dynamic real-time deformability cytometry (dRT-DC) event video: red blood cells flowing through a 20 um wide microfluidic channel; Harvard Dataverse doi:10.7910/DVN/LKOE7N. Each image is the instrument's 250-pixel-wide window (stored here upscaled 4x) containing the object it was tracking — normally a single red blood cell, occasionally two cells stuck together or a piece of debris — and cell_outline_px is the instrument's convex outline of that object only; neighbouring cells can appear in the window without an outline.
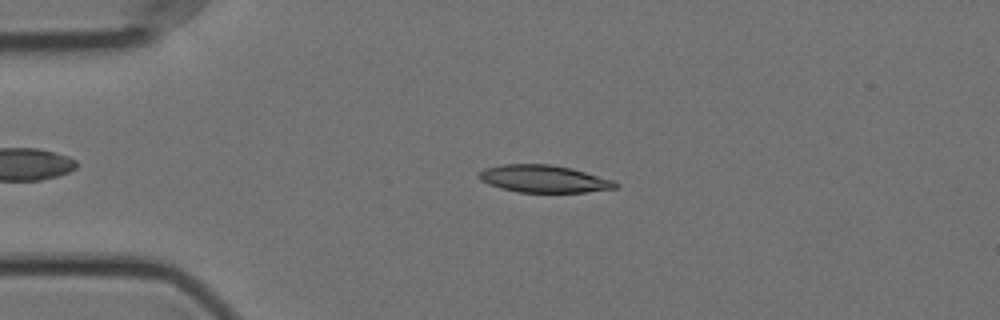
{"species": "Egyptian fruit bat (a non-hibernating species)", "species_latin": "Rousettus aegyptiacus", "temperature_condition": "cold", "stored_images_in_passage": 56, "camera_frame_rate_fps": 3000, "um_per_image_px": 0.085, "animal": {"sex": "female"}, "frame": {"image": 1, "passage_image": 12, "time_ms": 3.667, "image_size_px": [1000, 320], "cell_outline_px": [[620, 184], [616, 188], [584, 192], [520, 192], [500, 188], [488, 184], [480, 180], [476, 176], [484, 168], [500, 164], [548, 164], [572, 168], [616, 180]], "centroid_in_image_um": [46.23, 15.19], "position_along_channel_um": 38.8, "area_um2": 21.96}}
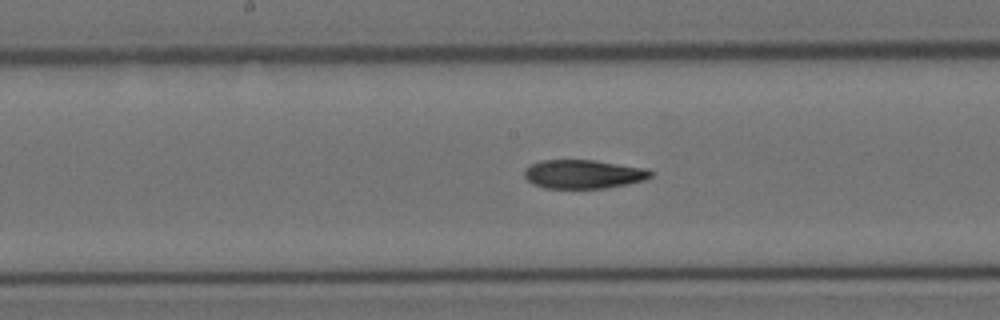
{"frame": {"image": 2, "passage_image": 28, "time_ms": 9.0, "image_size_px": [1000, 320], "cell_outline_px": [[652, 176], [644, 180], [628, 184], [608, 188], [544, 188], [532, 184], [524, 176], [524, 168], [540, 160], [592, 160], [648, 168], [652, 172]], "centroid_in_image_um": [49.59, 14.8], "position_along_channel_um": 198.6, "area_um2": 21.33}}
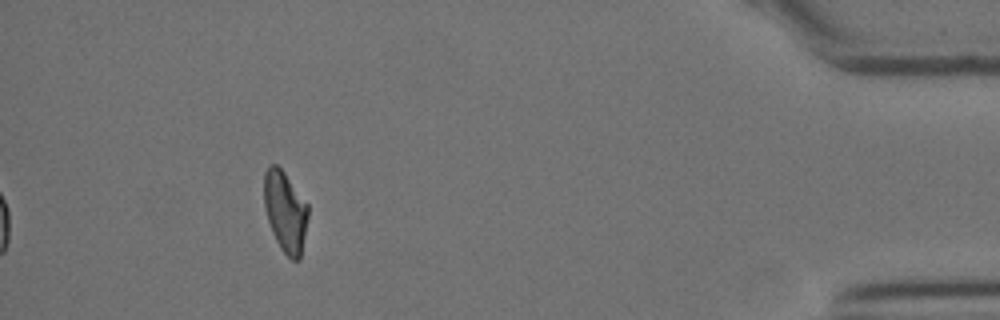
{"frame": {"image": 3, "passage_image": 51, "time_ms": 16.667, "image_size_px": [1000, 320], "cell_outline_px": [[308, 216], [300, 260], [292, 260], [280, 248], [272, 232], [264, 208], [264, 172], [268, 164], [276, 164], [284, 172], [308, 204]], "centroid_in_image_um": [24.24, 17.96], "position_along_channel_um": 411.0, "area_um2": 20.75}, "authors_computed_cell_mechanics": {"area_um2": 21.8484, "velocity_mm_per_s": 3.5432, "shape_relaxation_time_tau1_ms": 6.7753, "shape_relaxation_time_tau2_ms": 4.0278, "deformation_change_tau1": 0.21, "deformation_change_tau2": 0.1137}}